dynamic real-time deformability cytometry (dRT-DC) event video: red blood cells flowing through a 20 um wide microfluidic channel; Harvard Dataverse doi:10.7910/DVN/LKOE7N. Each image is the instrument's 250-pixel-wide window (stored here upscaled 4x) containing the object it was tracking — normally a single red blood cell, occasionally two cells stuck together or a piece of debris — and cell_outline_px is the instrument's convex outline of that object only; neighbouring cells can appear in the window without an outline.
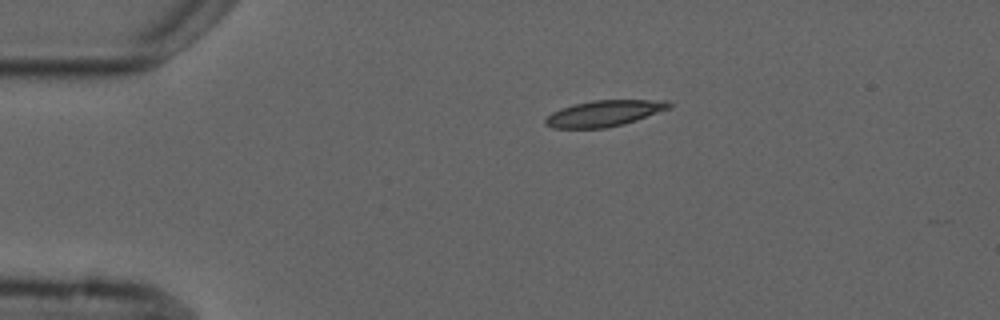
{"species": "common noctule bat (a hibernating species)", "species_latin": "Nyctalus noctula", "temperature_condition": "cold", "stored_images_in_passage": 3, "camera_frame_rate_fps": 3000, "um_per_image_px": 0.085, "animal": {"sex": "male", "forearm_length_mm": 52.5}, "frame": {"image": 1, "passage_image": 1, "time_ms": 0.0, "image_size_px": [1000, 320], "cell_outline_px": [[672, 104], [668, 108], [636, 120], [624, 124], [608, 128], [552, 128], [544, 124], [544, 120], [552, 112], [560, 108], [592, 100], [668, 100]], "centroid_in_image_um": [51.32, 9.64], "position_along_channel_um": 33.7, "area_um2": 18.67}}
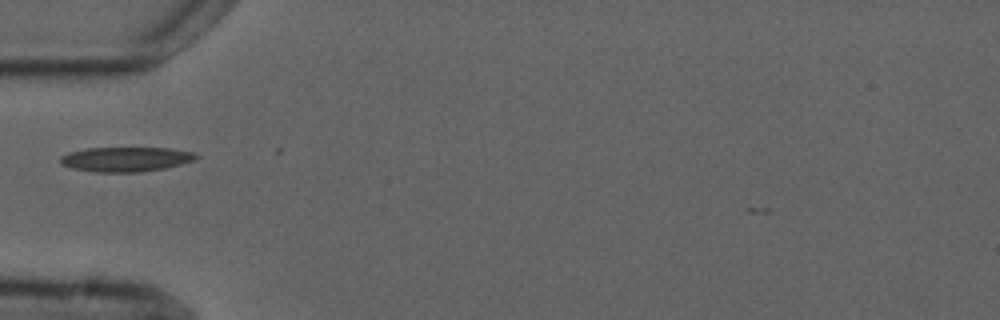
{"frame": {"image": 2, "passage_image": 3, "time_ms": 2.333, "image_size_px": [1000, 320], "cell_outline_px": [[200, 156], [196, 160], [164, 168], [140, 172], [96, 172], [72, 168], [60, 164], [60, 156], [68, 152], [84, 148], [168, 148], [192, 152]], "centroid_in_image_um": [10.66, 13.53], "position_along_channel_um": 74.3, "area_um2": 19.54}}